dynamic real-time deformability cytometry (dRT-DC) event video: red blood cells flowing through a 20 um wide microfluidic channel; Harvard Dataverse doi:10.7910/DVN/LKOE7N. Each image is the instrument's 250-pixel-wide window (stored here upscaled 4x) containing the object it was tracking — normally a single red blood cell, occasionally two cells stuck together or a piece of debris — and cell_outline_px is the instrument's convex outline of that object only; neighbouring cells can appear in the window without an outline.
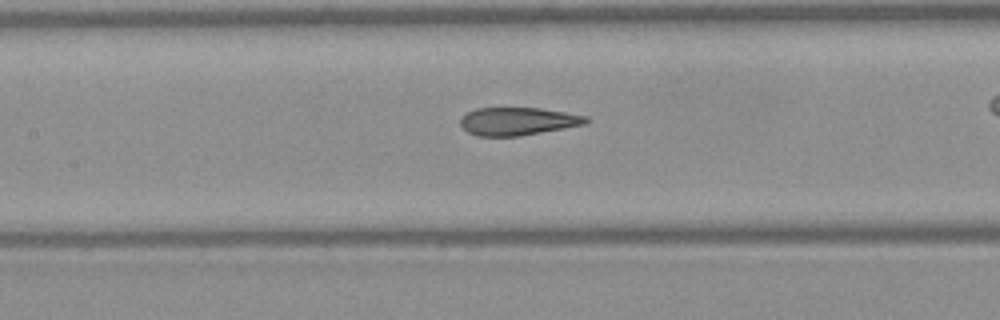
{"species": "Egyptian fruit bat (a non-hibernating species)", "species_latin": "Rousettus aegyptiacus", "temperature_condition": "warm", "stored_images_in_passage": 40, "camera_frame_rate_fps": 3000, "um_per_image_px": 0.085, "frame": {"image": 1, "passage_image": 23, "time_ms": 7.333, "image_size_px": [1000, 320], "cell_outline_px": [[592, 120], [584, 124], [564, 128], [520, 136], [476, 136], [468, 132], [460, 124], [460, 116], [476, 108], [540, 108], [588, 116]], "centroid_in_image_um": [44.01, 10.31], "position_along_channel_um": 163.4, "area_um2": 20.46}}
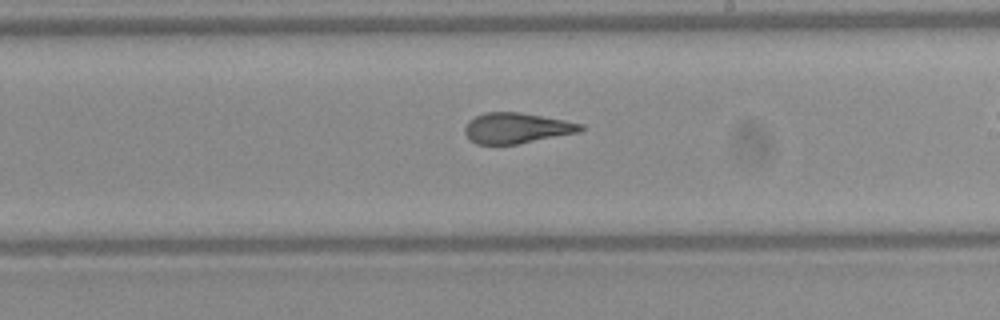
{"frame": {"image": 2, "passage_image": 29, "time_ms": 9.333, "image_size_px": [1000, 320], "cell_outline_px": [[584, 128], [580, 132], [516, 144], [476, 144], [464, 132], [464, 128], [468, 120], [484, 112], [520, 112], [564, 120], [584, 124]], "centroid_in_image_um": [43.91, 10.88], "position_along_channel_um": 245.1, "area_um2": 20.52}}